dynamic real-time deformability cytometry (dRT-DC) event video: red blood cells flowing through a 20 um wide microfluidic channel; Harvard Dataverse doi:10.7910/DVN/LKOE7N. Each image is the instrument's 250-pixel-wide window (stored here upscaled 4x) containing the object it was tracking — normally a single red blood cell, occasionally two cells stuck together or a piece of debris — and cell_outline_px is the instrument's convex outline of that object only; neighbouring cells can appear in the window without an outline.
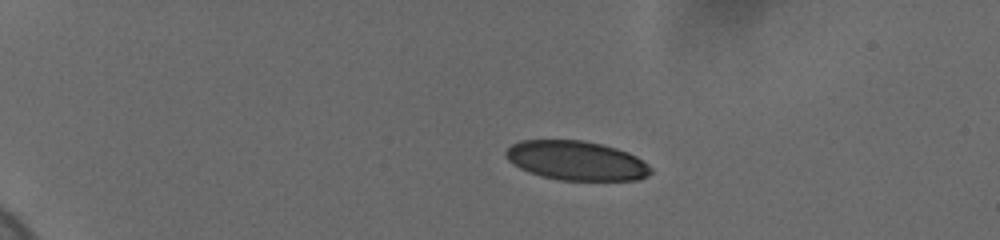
{"species": "human", "species_latin": "Homo sapiens", "temperature_condition": "cold", "stored_images_in_passage": 46, "camera_frame_rate_fps": 3000, "um_per_image_px": 0.085, "donor": {"sex": "female"}, "frame": {"image": 1, "passage_image": 1, "time_ms": 0.0, "image_size_px": [1000, 240], "cell_outline_px": [[652, 172], [648, 176], [636, 180], [560, 180], [540, 176], [528, 172], [520, 168], [508, 160], [504, 152], [512, 144], [520, 140], [584, 140], [616, 148], [628, 152], [636, 156], [648, 164], [652, 168]], "centroid_in_image_um": [48.99, 13.65], "position_along_channel_um": 36.0, "area_um2": 33.29}}
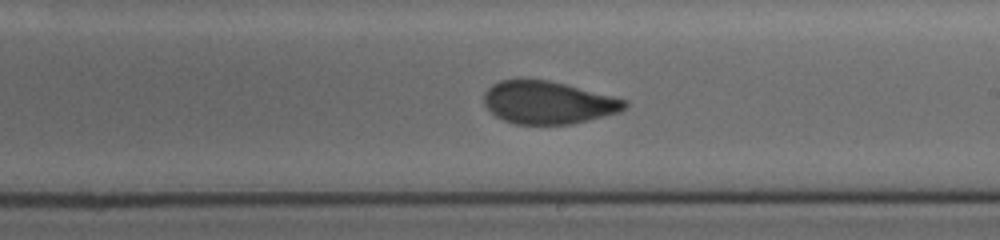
{"frame": {"image": 2, "passage_image": 25, "time_ms": 8.0, "image_size_px": [1000, 240], "cell_outline_px": [[628, 104], [620, 112], [572, 124], [516, 124], [504, 120], [496, 116], [484, 104], [484, 92], [492, 84], [500, 80], [548, 80], [612, 96], [624, 100]], "centroid_in_image_um": [46.56, 8.72], "position_along_channel_um": 242.4, "area_um2": 34.56}}
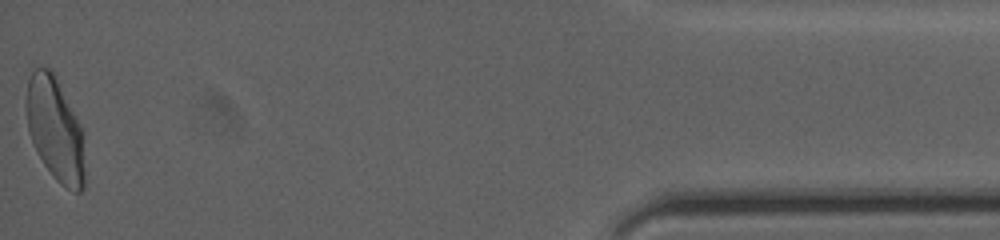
{"frame": {"image": 3, "passage_image": 46, "time_ms": 15.0, "image_size_px": [1000, 240], "cell_outline_px": [[84, 188], [80, 192], [72, 192], [60, 184], [52, 176], [36, 152], [28, 132], [24, 100], [28, 80], [32, 72], [36, 68], [48, 68], [52, 72], [84, 132]], "centroid_in_image_um": [4.67, 11.05], "position_along_channel_um": 430.5, "area_um2": 35.49}, "authors_computed_cell_mechanics": {"area_um2": 35.4892, "velocity_mm_per_s": 3.6636, "shape_relaxation_time_tau1_ms": 7.0092, "shape_relaxation_time_tau2_ms": 0.8632, "deformation_change_tau1": 0.1869, "deformation_change_tau2": 0.0622}}